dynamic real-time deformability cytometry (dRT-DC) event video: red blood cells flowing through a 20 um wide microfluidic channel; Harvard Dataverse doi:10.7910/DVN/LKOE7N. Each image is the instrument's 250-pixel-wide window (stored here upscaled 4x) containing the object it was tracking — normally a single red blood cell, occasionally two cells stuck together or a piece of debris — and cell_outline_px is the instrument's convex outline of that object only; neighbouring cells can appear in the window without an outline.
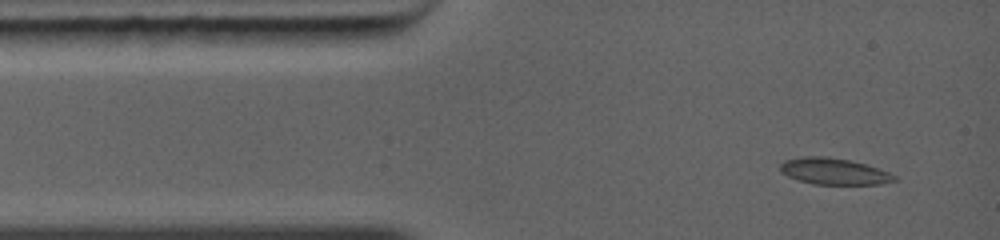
{"species": "common noctule bat (a hibernating species)", "species_latin": "Nyctalus noctula", "temperature_condition": "warm", "stored_images_in_passage": 10, "camera_frame_rate_fps": 5000, "um_per_image_px": 0.085, "animal": {"sex": "female", "body_mass_g": 19.0, "forearm_length_mm": 56.7}, "frame": {"image": 1, "passage_image": 1, "time_ms": 0.0, "image_size_px": [1000, 240], "cell_outline_px": [[896, 180], [880, 184], [812, 184], [796, 180], [780, 172], [780, 164], [784, 160], [804, 156], [828, 156], [848, 160], [864, 164], [888, 172], [896, 176]], "centroid_in_image_um": [70.82, 14.56], "position_along_channel_um": 14.2, "area_um2": 17.51}}
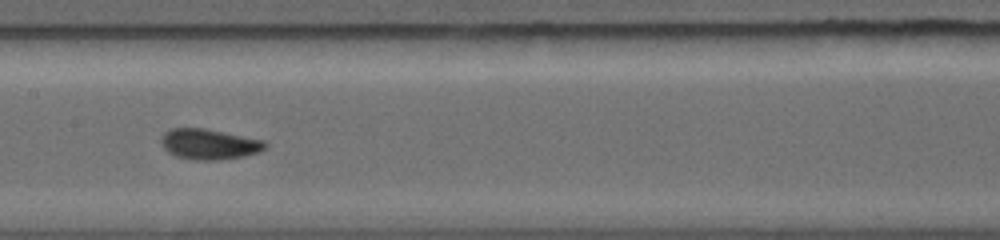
{"frame": {"image": 2, "passage_image": 6, "time_ms": 4.8, "image_size_px": [1000, 240], "cell_outline_px": [[268, 144], [264, 148], [256, 152], [244, 156], [220, 160], [196, 160], [176, 156], [168, 152], [164, 148], [160, 140], [164, 132], [172, 128], [204, 128], [264, 140]], "centroid_in_image_um": [17.75, 12.25], "position_along_channel_um": 189.6, "area_um2": 18.38}}
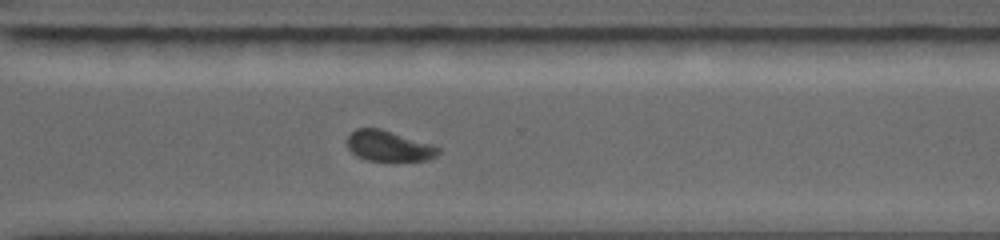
{"frame": {"image": 3, "passage_image": 10, "time_ms": 8.0, "image_size_px": [1000, 240], "cell_outline_px": [[444, 148], [436, 156], [428, 160], [368, 160], [356, 156], [348, 148], [348, 136], [356, 128], [380, 128]], "centroid_in_image_um": [33.08, 12.4], "position_along_channel_um": 337.5, "area_um2": 16.13}}